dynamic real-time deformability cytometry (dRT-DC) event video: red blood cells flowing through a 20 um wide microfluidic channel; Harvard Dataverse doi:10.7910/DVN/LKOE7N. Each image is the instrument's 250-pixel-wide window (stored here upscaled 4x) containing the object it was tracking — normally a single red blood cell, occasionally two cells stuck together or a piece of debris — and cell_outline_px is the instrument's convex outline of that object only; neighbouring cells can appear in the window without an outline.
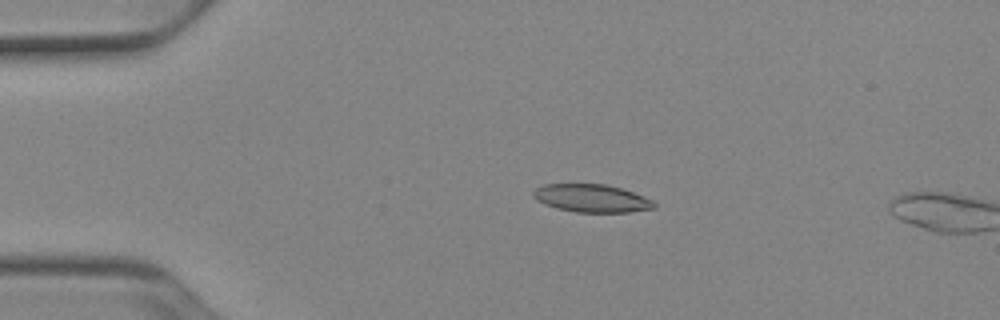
{"species": "Egyptian fruit bat (a non-hibernating species)", "species_latin": "Rousettus aegyptiacus", "temperature_condition": "cold", "stored_images_in_passage": 13, "camera_frame_rate_fps": 3000, "um_per_image_px": 0.085, "animal": {"sex": "female"}, "frame": {"image": 1, "passage_image": 11, "time_ms": 3.333, "image_size_px": [1000, 320], "cell_outline_px": [[656, 208], [628, 212], [576, 212], [556, 208], [544, 204], [536, 200], [532, 196], [532, 192], [536, 188], [544, 184], [604, 184], [620, 188], [632, 192], [652, 200], [656, 204]], "centroid_in_image_um": [50.25, 16.85], "position_along_channel_um": 34.7, "area_um2": 19.59}}